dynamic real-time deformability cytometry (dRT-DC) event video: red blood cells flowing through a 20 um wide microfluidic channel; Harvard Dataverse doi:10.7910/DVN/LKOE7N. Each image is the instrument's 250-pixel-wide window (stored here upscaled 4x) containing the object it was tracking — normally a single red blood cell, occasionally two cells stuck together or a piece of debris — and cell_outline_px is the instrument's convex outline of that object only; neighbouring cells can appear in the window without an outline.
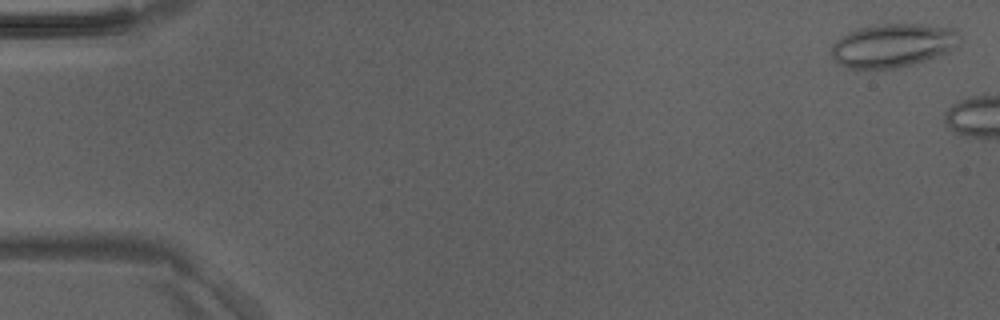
{"species": "Egyptian fruit bat (a non-hibernating species)", "species_latin": "Rousettus aegyptiacus", "temperature_condition": "room temperature", "stored_images_in_passage": 6, "camera_frame_rate_fps": 3000, "um_per_image_px": 0.085, "animal": {"sex": "male"}, "frame": {"image": 1, "passage_image": 2, "time_ms": 0.333, "image_size_px": [1000, 320], "cell_outline_px": [[960, 44], [948, 52], [912, 64], [896, 68], [848, 68], [840, 64], [832, 56], [832, 44], [836, 40], [848, 32], [860, 28], [876, 24], [920, 24], [956, 28], [960, 36]], "centroid_in_image_um": [75.93, 3.84], "position_along_channel_um": 9.1, "area_um2": 32.48}}